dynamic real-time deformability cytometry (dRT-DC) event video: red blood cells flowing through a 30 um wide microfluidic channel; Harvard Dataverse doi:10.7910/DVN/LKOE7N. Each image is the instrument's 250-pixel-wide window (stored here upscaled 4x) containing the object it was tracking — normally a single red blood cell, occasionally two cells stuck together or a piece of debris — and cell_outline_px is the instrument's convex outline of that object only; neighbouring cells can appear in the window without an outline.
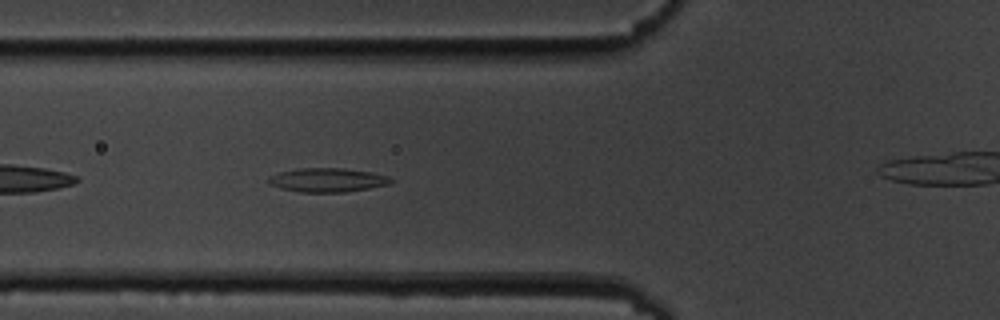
{"species": "common noctule bat (a hibernating species)", "species_latin": "Nyctalus noctula", "temperature_condition": "cold", "stored_images_in_passage": 43, "camera_frame_rate_fps": 3000, "um_per_image_px": 0.085, "animal": {"sex": "male", "body_mass_g": 19.5, "forearm_length_mm": 54.6}, "frame": {"image": 1, "passage_image": 6, "time_ms": 1.667, "image_size_px": [1000, 320], "cell_outline_px": [[392, 180], [388, 184], [368, 188], [344, 192], [300, 192], [280, 188], [268, 184], [268, 176], [280, 172], [296, 168], [344, 168], [372, 172], [388, 176]], "centroid_in_image_um": [27.78, 15.29], "position_along_channel_um": 98.0, "area_um2": 17.05}}
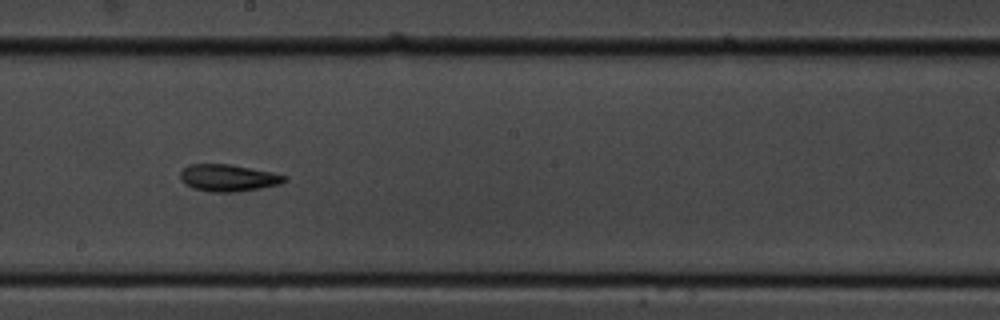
{"frame": {"image": 2, "passage_image": 17, "time_ms": 5.333, "image_size_px": [1000, 320], "cell_outline_px": [[288, 180], [280, 184], [260, 188], [232, 192], [212, 192], [192, 188], [184, 184], [180, 180], [180, 172], [188, 164], [232, 164], [272, 172], [288, 176]], "centroid_in_image_um": [19.39, 15.11], "position_along_channel_um": 228.8, "area_um2": 16.53}}
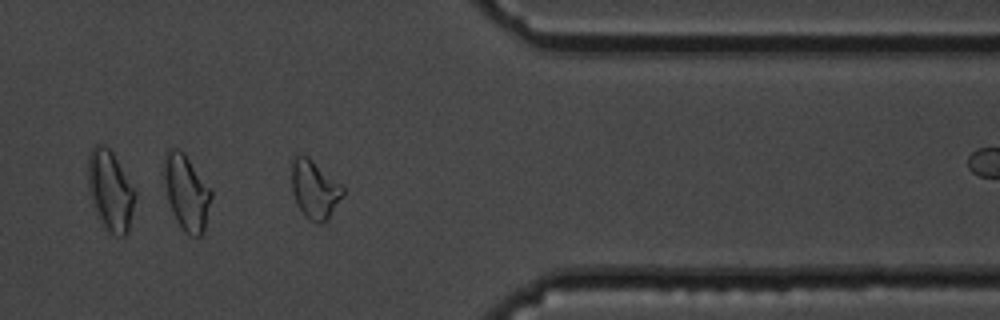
{"frame": {"image": 3, "passage_image": 31, "time_ms": 10.0, "image_size_px": [1000, 320], "cell_outline_px": [[344, 196], [328, 220], [324, 224], [316, 224], [308, 220], [304, 216], [296, 204], [292, 192], [292, 156], [300, 152], [308, 156], [340, 184], [344, 188]], "centroid_in_image_um": [26.73, 16.12], "position_along_channel_um": 384.7, "area_um2": 17.92}, "authors_computed_cell_mechanics": {"area_um2": 16.5886, "velocity_mm_per_s": 3.5699, "shape_relaxation_time_tau1_ms": 4.2313, "shape_relaxation_time_tau2_ms": 7.3916, "deformation_change_tau1": 0.1597, "deformation_change_tau2": 0.1704}}